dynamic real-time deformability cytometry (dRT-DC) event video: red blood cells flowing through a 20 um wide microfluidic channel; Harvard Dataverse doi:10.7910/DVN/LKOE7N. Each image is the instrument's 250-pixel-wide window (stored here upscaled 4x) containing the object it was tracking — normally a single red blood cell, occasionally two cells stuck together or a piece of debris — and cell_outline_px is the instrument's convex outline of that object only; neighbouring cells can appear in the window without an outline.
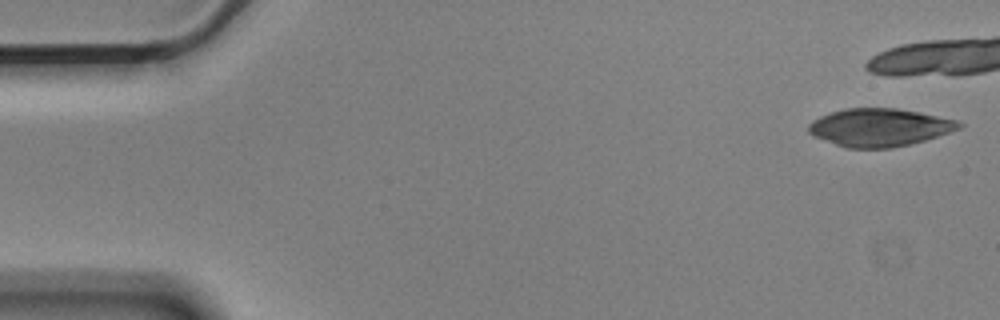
{"species": "Egyptian fruit bat (a non-hibernating species)", "species_latin": "Rousettus aegyptiacus", "temperature_condition": "cold", "stored_images_in_passage": 12, "camera_frame_rate_fps": 3000, "um_per_image_px": 0.085, "animal": {"sex": "male"}, "frame": {"image": 1, "passage_image": 1, "time_ms": 0.0, "image_size_px": [1000, 320], "cell_outline_px": [[964, 124], [960, 128], [924, 140], [892, 148], [848, 148], [812, 136], [808, 132], [808, 124], [812, 120], [820, 116], [844, 108], [896, 108], [920, 112], [956, 120]], "centroid_in_image_um": [74.71, 10.82], "position_along_channel_um": 10.3, "area_um2": 33.0}}